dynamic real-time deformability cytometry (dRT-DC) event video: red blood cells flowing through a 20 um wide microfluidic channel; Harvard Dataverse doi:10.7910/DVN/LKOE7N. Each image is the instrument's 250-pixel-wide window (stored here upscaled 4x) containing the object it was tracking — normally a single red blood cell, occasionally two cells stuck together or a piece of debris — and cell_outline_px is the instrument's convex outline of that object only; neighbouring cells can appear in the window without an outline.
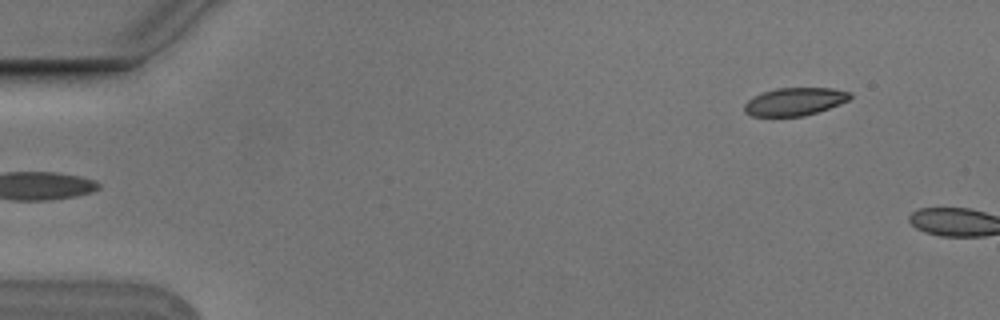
{"species": "Egyptian fruit bat (a non-hibernating species)", "species_latin": "Rousettus aegyptiacus", "temperature_condition": "cold", "stored_images_in_passage": 5, "segment_of_instrument_passage": [2, 2], "camera_frame_rate_fps": 3000, "um_per_image_px": 0.085, "animal": {"sex": "male"}, "frame": {"image": 1, "passage_image": 5, "time_ms": 1.333, "image_size_px": [1000, 320], "cell_outline_px": [[852, 96], [848, 100], [840, 104], [804, 116], [752, 116], [744, 112], [744, 104], [752, 96], [776, 88], [832, 88], [852, 92]], "centroid_in_image_um": [67.54, 8.63], "position_along_channel_um": 17.5, "area_um2": 17.17}}